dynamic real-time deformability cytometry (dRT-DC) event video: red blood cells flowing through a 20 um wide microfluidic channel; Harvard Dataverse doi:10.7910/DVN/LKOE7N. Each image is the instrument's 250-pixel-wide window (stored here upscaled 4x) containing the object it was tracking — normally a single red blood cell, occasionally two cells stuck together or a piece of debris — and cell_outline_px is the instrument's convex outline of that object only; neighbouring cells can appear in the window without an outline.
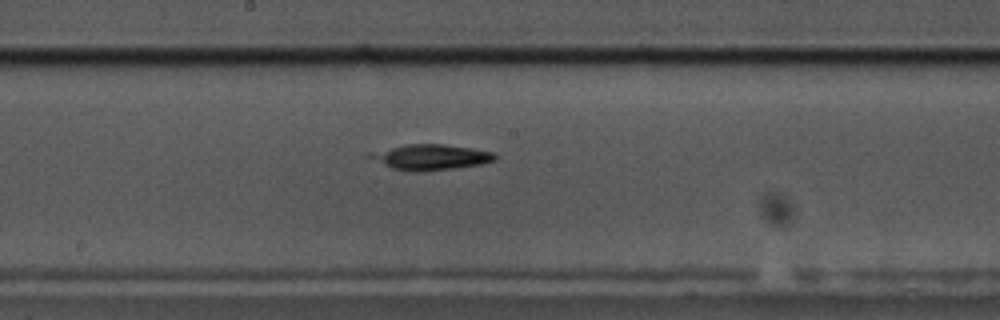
{"species": "common noctule bat (a hibernating species)", "species_latin": "Nyctalus noctula", "temperature_condition": "cold", "stored_images_in_passage": 59, "segment_of_instrument_passage": [1, 2], "camera_frame_rate_fps": 3000, "um_per_image_px": 0.085, "animal": {"sex": "male", "body_mass_g": 17.5, "forearm_length_mm": 52.3}, "frame": {"image": 1, "passage_image": 31, "time_ms": 10.0, "image_size_px": [1000, 320], "cell_outline_px": [[496, 160], [480, 164], [456, 168], [424, 172], [416, 172], [392, 168], [364, 156], [368, 152], [404, 144], [444, 144], [472, 148], [492, 152], [496, 156]], "centroid_in_image_um": [36.54, 13.35], "position_along_channel_um": 211.7, "area_um2": 18.79}}
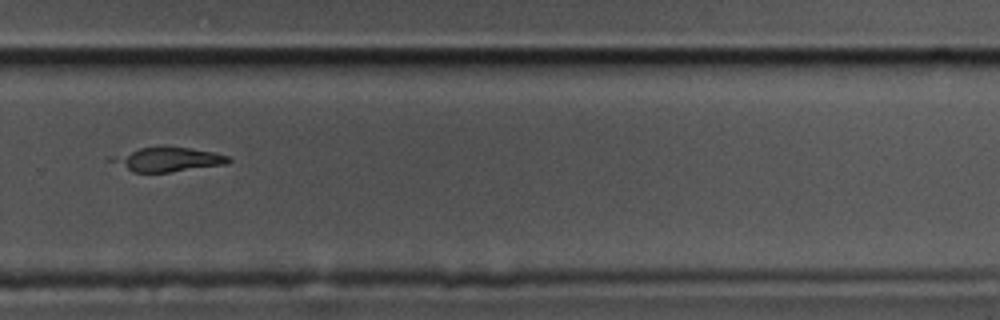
{"frame": {"image": 2, "passage_image": 40, "time_ms": 13.0, "image_size_px": [1000, 320], "cell_outline_px": [[232, 160], [228, 164], [168, 172], [132, 172], [120, 160], [124, 156], [140, 148], [188, 148], [212, 152], [228, 156]], "centroid_in_image_um": [14.6, 13.58], "position_along_channel_um": 315.2, "area_um2": 14.8}}
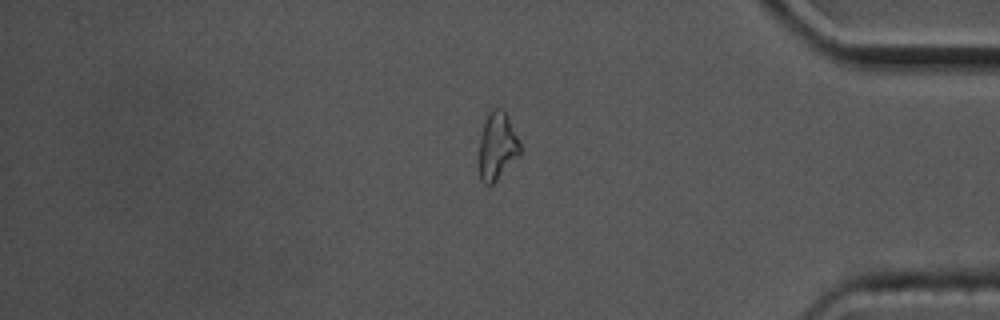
{"frame": {"image": 3, "passage_image": 49, "time_ms": 16.0, "image_size_px": [1000, 320], "cell_outline_px": [[520, 152], [496, 180], [492, 184], [484, 184], [480, 180], [480, 140], [484, 120], [488, 112], [492, 108], [504, 108], [508, 116], [520, 144]], "centroid_in_image_um": [42.24, 12.36], "position_along_channel_um": 393.0, "area_um2": 15.78}}